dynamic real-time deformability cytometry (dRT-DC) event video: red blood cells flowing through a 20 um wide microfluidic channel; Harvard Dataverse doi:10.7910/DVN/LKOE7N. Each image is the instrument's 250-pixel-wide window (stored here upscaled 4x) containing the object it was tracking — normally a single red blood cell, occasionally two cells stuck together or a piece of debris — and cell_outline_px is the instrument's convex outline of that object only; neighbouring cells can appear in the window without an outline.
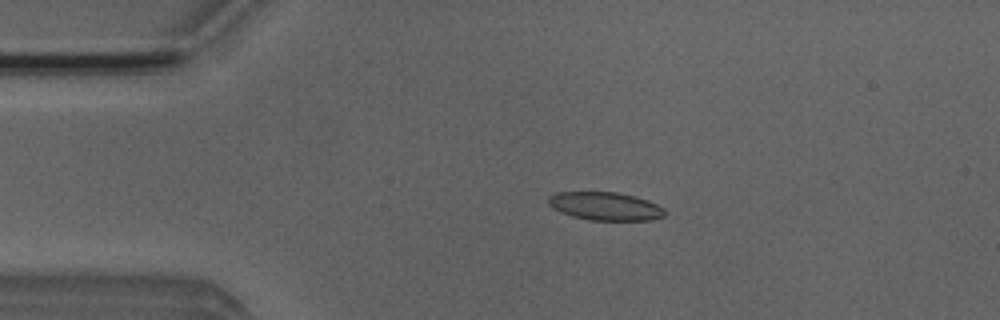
{"species": "Egyptian fruit bat (a non-hibernating species)", "species_latin": "Rousettus aegyptiacus", "temperature_condition": "room temperature", "stored_images_in_passage": 3, "camera_frame_rate_fps": 3000, "um_per_image_px": 0.085, "animal": {"sex": "male"}, "frame": {"image": 1, "passage_image": 2, "time_ms": 1.0, "image_size_px": [1000, 320], "cell_outline_px": [[668, 212], [664, 216], [652, 220], [588, 220], [572, 216], [560, 212], [552, 208], [548, 204], [548, 196], [556, 192], [616, 192], [648, 200], [664, 208]], "centroid_in_image_um": [51.44, 17.53], "position_along_channel_um": 33.6, "area_um2": 19.25}}